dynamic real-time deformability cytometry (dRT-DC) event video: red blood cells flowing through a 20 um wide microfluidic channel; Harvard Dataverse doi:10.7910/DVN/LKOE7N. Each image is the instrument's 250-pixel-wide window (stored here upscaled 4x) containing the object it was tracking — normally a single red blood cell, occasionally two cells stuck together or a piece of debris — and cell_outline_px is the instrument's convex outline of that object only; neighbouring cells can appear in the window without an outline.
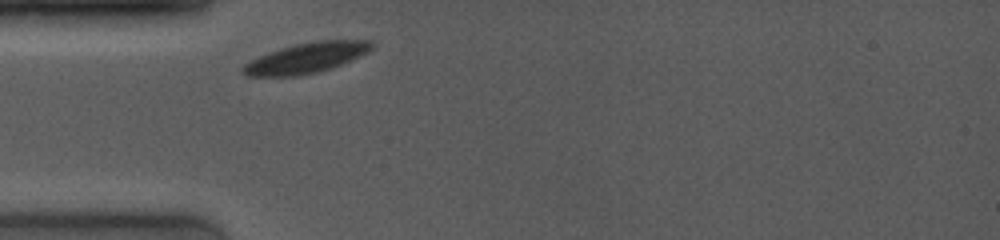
{"species": "common noctule bat (a hibernating species)", "species_latin": "Nyctalus noctula", "temperature_condition": "room temperature", "stored_images_in_passage": 1, "camera_frame_rate_fps": 4000, "um_per_image_px": 0.085, "animal": {"sex": "female", "body_mass_g": 19.0, "forearm_length_mm": 53.3}, "frame": {"image": 1, "passage_image": 1, "time_ms": 0.0, "image_size_px": [1000, 240], "cell_outline_px": [[372, 48], [360, 56], [340, 64], [316, 72], [296, 76], [248, 76], [240, 68], [244, 64], [268, 52], [280, 48], [296, 44], [316, 40], [372, 40]], "centroid_in_image_um": [26.02, 4.91], "position_along_channel_um": 59.0, "area_um2": 22.31}}